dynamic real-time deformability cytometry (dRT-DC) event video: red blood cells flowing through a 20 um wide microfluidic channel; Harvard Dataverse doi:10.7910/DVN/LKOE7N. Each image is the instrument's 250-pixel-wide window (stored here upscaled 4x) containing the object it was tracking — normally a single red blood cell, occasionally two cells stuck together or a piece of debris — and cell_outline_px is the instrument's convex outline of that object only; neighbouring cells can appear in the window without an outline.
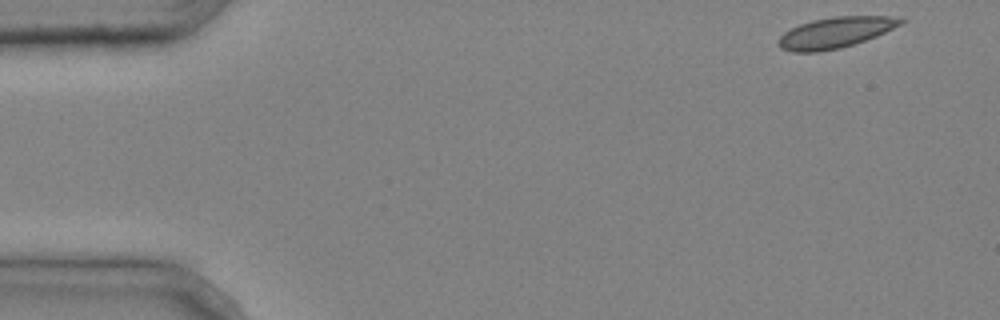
{"species": "common noctule bat (a hibernating species)", "species_latin": "Nyctalus noctula", "temperature_condition": "cold", "stored_images_in_passage": 4, "segment_of_instrument_passage": [1, 2], "camera_frame_rate_fps": 3000, "um_per_image_px": 0.085, "animal": {"sex": "male", "body_mass_g": 20.4}, "frame": {"image": 1, "passage_image": 1, "time_ms": 0.0, "image_size_px": [1000, 320], "cell_outline_px": [[908, 20], [876, 36], [840, 48], [816, 52], [792, 52], [780, 48], [776, 44], [776, 40], [784, 32], [800, 24], [812, 20], [832, 16], [892, 16]], "centroid_in_image_um": [70.95, 2.76], "position_along_channel_um": 14.0, "area_um2": 21.91}}
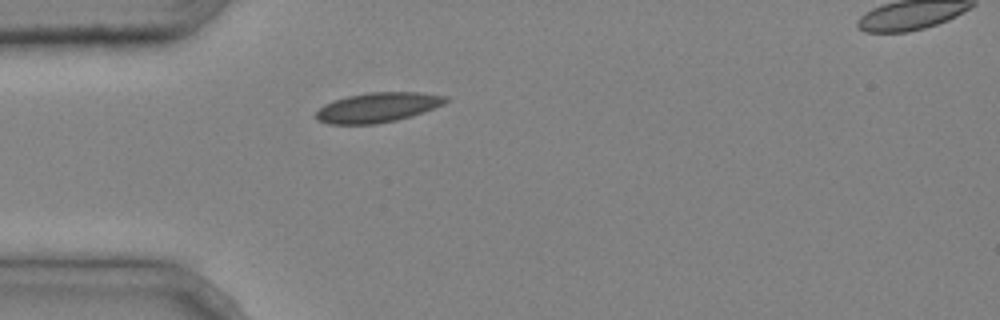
{"frame": {"image": 2, "passage_image": 3, "time_ms": 0.667, "image_size_px": [1000, 320], "cell_outline_px": [[448, 100], [444, 104], [424, 112], [412, 116], [396, 120], [376, 124], [328, 124], [316, 120], [316, 112], [324, 104], [332, 100], [348, 96], [368, 92], [420, 92], [448, 96]], "centroid_in_image_um": [32.1, 9.13], "position_along_channel_um": 52.9, "area_um2": 22.66}}